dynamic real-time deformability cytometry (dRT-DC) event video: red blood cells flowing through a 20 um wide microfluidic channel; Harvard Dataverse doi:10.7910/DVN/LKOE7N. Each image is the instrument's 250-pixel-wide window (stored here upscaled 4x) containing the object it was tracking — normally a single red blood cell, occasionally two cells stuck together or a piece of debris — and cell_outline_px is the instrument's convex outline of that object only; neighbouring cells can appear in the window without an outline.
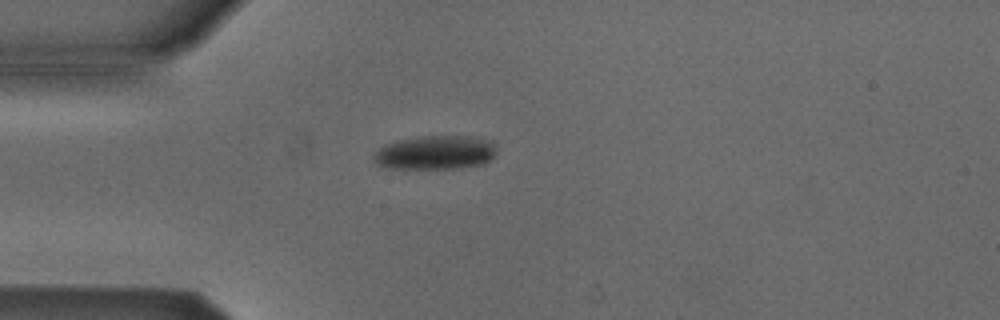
{"species": "Egyptian fruit bat (a non-hibernating species)", "species_latin": "Rousettus aegyptiacus", "temperature_condition": "cold", "stored_images_in_passage": 1, "camera_frame_rate_fps": 3000, "um_per_image_px": 0.085, "animal": {"sex": "male"}, "frame": {"image": 1, "passage_image": 1, "time_ms": 0.0, "image_size_px": [1000, 320], "cell_outline_px": [[496, 156], [484, 164], [460, 168], [392, 168], [376, 164], [372, 160], [372, 156], [384, 144], [396, 140], [420, 136], [464, 136], [492, 140], [496, 144]], "centroid_in_image_um": [37.03, 12.96], "position_along_channel_um": 48.0, "area_um2": 24.57}}